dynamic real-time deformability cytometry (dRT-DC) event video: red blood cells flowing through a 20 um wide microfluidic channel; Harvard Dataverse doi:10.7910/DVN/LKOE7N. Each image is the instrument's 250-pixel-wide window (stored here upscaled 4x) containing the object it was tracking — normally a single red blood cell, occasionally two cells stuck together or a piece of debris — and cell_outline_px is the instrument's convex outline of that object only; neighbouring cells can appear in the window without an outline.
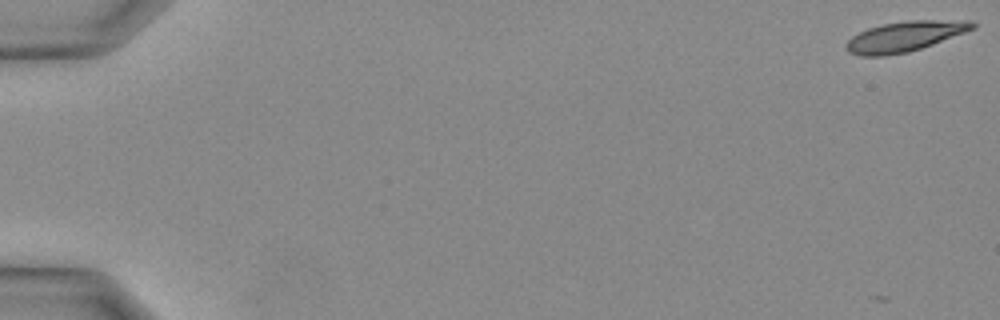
{"species": "Egyptian fruit bat (a non-hibernating species)", "species_latin": "Rousettus aegyptiacus", "temperature_condition": "warm", "stored_images_in_passage": 7, "camera_frame_rate_fps": 3000, "um_per_image_px": 0.085, "animal": {"sex": "female"}, "frame": {"image": 1, "passage_image": 1, "time_ms": 0.0, "image_size_px": [1000, 320], "cell_outline_px": [[976, 28], [932, 44], [908, 52], [884, 56], [860, 56], [848, 52], [844, 48], [844, 44], [852, 36], [868, 28], [884, 24], [908, 20], [972, 20], [976, 24]], "centroid_in_image_um": [76.89, 3.1], "position_along_channel_um": 8.1, "area_um2": 22.25}}